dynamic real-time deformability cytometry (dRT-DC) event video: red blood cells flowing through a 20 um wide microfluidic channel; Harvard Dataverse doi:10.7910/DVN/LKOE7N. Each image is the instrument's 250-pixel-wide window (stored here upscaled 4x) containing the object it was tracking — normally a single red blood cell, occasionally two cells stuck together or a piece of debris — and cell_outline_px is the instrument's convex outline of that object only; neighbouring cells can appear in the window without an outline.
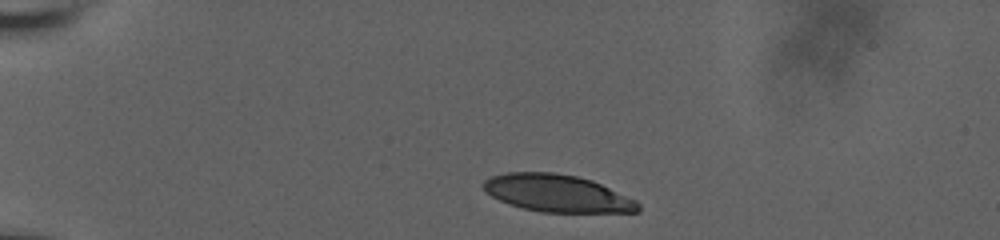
{"species": "human", "species_latin": "Homo sapiens", "temperature_condition": "room temperature", "stored_images_in_passage": 39, "camera_frame_rate_fps": 3000, "um_per_image_px": 0.085, "donor": {"sex": "male"}, "frame": {"image": 1, "passage_image": 1, "time_ms": 0.0, "image_size_px": [1000, 240], "cell_outline_px": [[640, 212], [540, 212], [508, 204], [484, 192], [480, 184], [484, 180], [492, 176], [504, 172], [556, 172], [576, 176], [592, 180], [636, 200], [640, 204]], "centroid_in_image_um": [47.33, 16.42], "position_along_channel_um": 37.7, "area_um2": 33.81}}
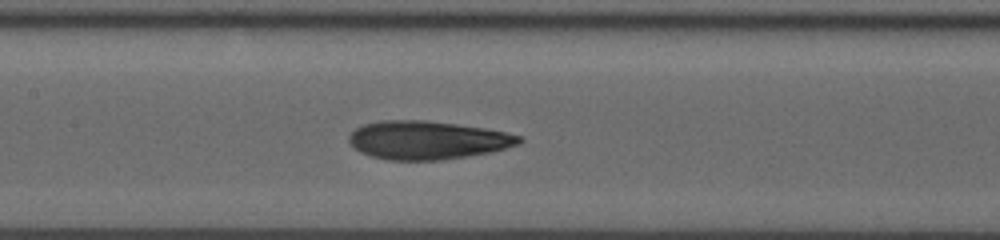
{"frame": {"image": 2, "passage_image": 17, "time_ms": 5.333, "image_size_px": [1000, 240], "cell_outline_px": [[524, 140], [520, 144], [488, 152], [468, 156], [440, 160], [388, 160], [372, 156], [360, 152], [348, 140], [348, 136], [356, 128], [364, 124], [384, 120], [424, 120], [456, 124], [484, 128], [504, 132], [520, 136]], "centroid_in_image_um": [36.32, 11.91], "position_along_channel_um": 171.1, "area_um2": 37.74}}
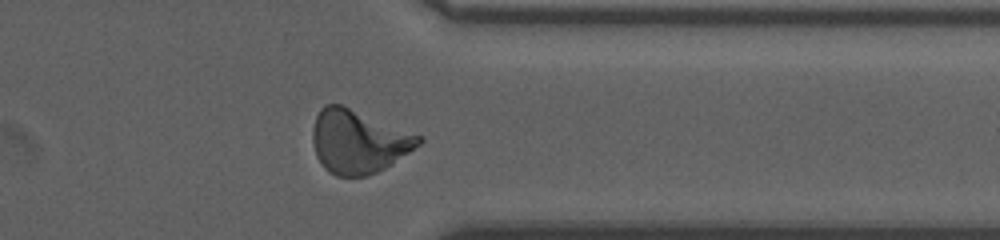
{"frame": {"image": 3, "passage_image": 34, "time_ms": 11.0, "image_size_px": [1000, 240], "cell_outline_px": [[424, 140], [420, 144], [392, 164], [376, 172], [364, 176], [336, 176], [328, 172], [324, 168], [316, 156], [312, 140], [312, 128], [316, 116], [320, 108], [324, 104], [340, 104], [420, 136]], "centroid_in_image_um": [30.41, 12.04], "position_along_channel_um": 381.0, "area_um2": 38.78}, "authors_computed_cell_mechanics": {"area_um2": 37.3388, "velocity_mm_per_s": 3.748, "shape_relaxation_time_tau1_ms": 7.8073, "shape_relaxation_time_tau2_ms": 2.1919, "deformation_change_tau1": 0.2599, "deformation_change_tau2": 0.0972}}